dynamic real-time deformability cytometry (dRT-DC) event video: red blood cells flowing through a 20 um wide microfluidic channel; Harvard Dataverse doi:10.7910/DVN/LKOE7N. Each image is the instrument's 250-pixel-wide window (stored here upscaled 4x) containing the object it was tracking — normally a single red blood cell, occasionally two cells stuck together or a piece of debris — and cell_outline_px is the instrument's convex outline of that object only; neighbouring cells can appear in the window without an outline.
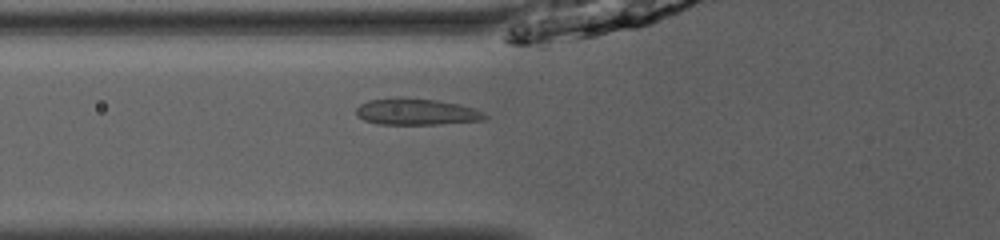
{"species": "common noctule bat (a hibernating species)", "species_latin": "Nyctalus noctula", "temperature_condition": "room temperature", "stored_images_in_passage": 39, "camera_frame_rate_fps": 3000, "um_per_image_px": 0.085, "animal": {"sex": "male", "body_mass_g": 13.0, "forearm_length_mm": 53.1}, "frame": {"image": 1, "passage_image": 8, "time_ms": 2.333, "image_size_px": [1000, 240], "cell_outline_px": [[488, 116], [484, 120], [440, 124], [376, 124], [364, 120], [356, 116], [356, 108], [360, 104], [368, 100], [396, 96], [436, 100], [460, 104], [484, 112]], "centroid_in_image_um": [35.35, 9.49], "position_along_channel_um": 90.4, "area_um2": 20.11}}
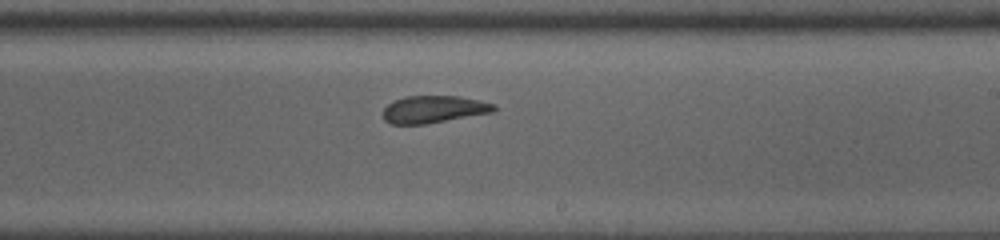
{"frame": {"image": 2, "passage_image": 20, "time_ms": 6.333, "image_size_px": [1000, 240], "cell_outline_px": [[496, 108], [492, 112], [424, 124], [392, 124], [384, 120], [384, 108], [392, 100], [408, 96], [460, 96], [480, 100], [496, 104]], "centroid_in_image_um": [36.86, 9.28], "position_along_channel_um": 252.1, "area_um2": 17.51}}
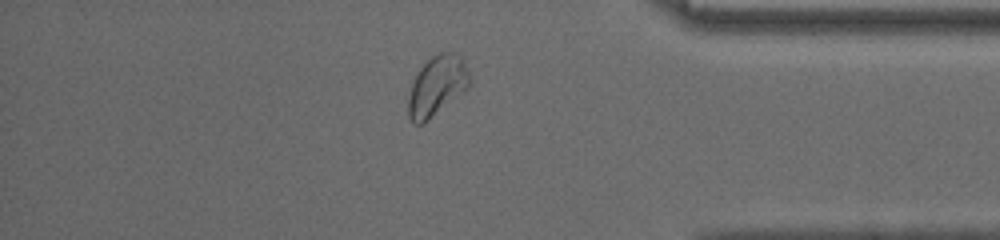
{"frame": {"image": 3, "passage_image": 32, "time_ms": 10.333, "image_size_px": [1000, 240], "cell_outline_px": [[472, 84], [468, 88], [424, 124], [416, 124], [408, 116], [408, 96], [412, 84], [420, 68], [432, 56], [440, 52], [452, 52], [460, 56], [464, 60], [472, 80]], "centroid_in_image_um": [37.17, 7.3], "position_along_channel_um": 398.0, "area_um2": 21.44}, "authors_computed_cell_mechanics": {"area_um2": 19.4208, "velocity_mm_per_s": 4.031, "shape_relaxation_time_tau1_ms": null, "shape_relaxation_time_tau2_ms": 0.9805, "deformation_change_tau1": null, "deformation_change_tau2": 0.0333}}